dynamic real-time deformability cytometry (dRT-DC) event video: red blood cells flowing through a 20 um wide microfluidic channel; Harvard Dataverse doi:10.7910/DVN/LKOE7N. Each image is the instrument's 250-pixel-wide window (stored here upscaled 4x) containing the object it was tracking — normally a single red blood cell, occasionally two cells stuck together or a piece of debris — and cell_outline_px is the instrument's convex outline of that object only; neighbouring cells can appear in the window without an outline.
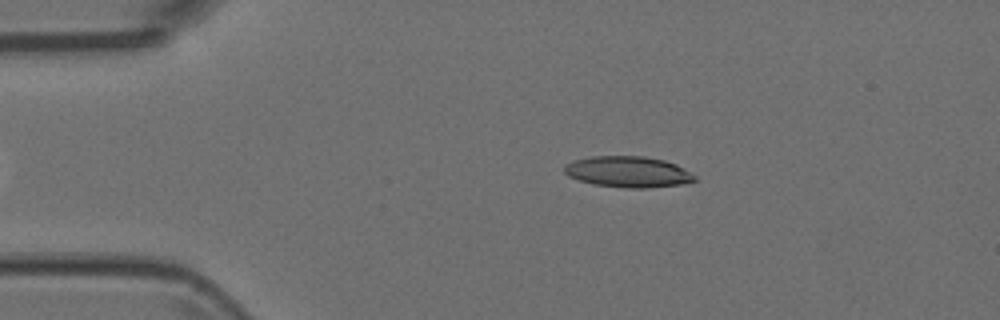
{"species": "Egyptian fruit bat (a non-hibernating species)", "species_latin": "Rousettus aegyptiacus", "temperature_condition": "room temperature", "stored_images_in_passage": 6, "camera_frame_rate_fps": 3000, "um_per_image_px": 0.085, "animal": {"sex": "female"}, "frame": {"image": 1, "passage_image": 2, "time_ms": 0.333, "image_size_px": [1000, 320], "cell_outline_px": [[696, 180], [684, 184], [648, 188], [624, 188], [592, 184], [568, 176], [564, 172], [564, 164], [572, 160], [592, 156], [644, 156], [664, 160], [676, 164], [696, 176]], "centroid_in_image_um": [53.37, 14.61], "position_along_channel_um": 31.6, "area_um2": 23.76}}
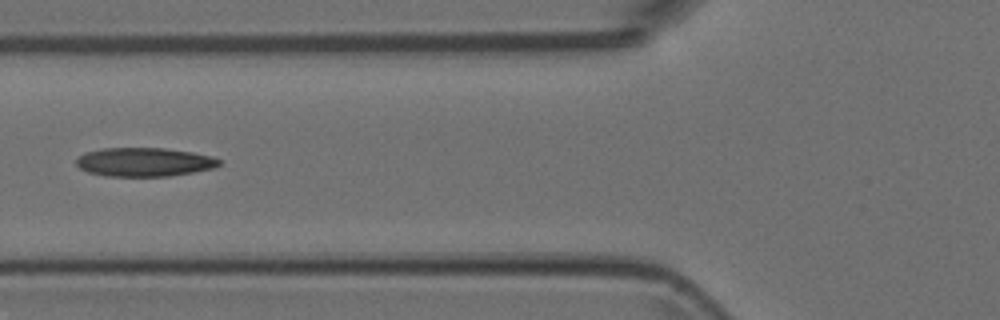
{"frame": {"image": 2, "passage_image": 5, "time_ms": 1.333, "image_size_px": [1000, 320], "cell_outline_px": [[220, 164], [216, 168], [168, 176], [104, 176], [88, 172], [80, 168], [76, 164], [76, 160], [84, 152], [104, 148], [164, 148], [192, 152], [212, 156], [220, 160]], "centroid_in_image_um": [12.26, 13.77], "position_along_channel_um": 113.5, "area_um2": 23.99}}
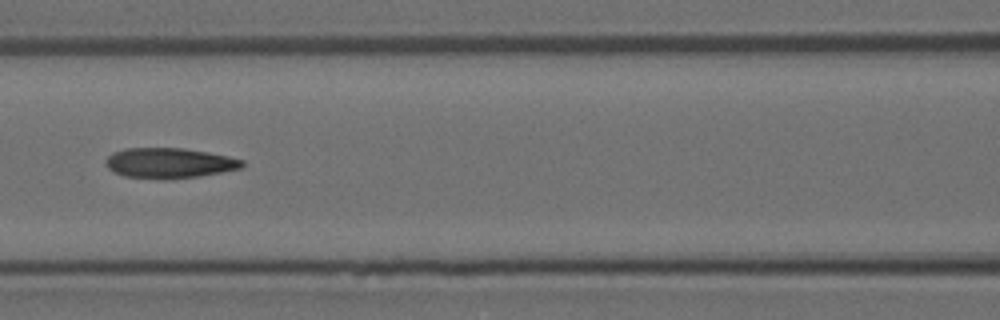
{"frame": {"image": 3, "passage_image": 6, "time_ms": 1.667, "image_size_px": [1000, 320], "cell_outline_px": [[244, 168], [200, 176], [164, 180], [124, 176], [108, 168], [104, 164], [104, 160], [112, 152], [124, 148], [184, 148], [208, 152], [228, 156], [244, 160]], "centroid_in_image_um": [14.39, 13.86], "position_along_channel_um": 152.2, "area_um2": 24.39}}